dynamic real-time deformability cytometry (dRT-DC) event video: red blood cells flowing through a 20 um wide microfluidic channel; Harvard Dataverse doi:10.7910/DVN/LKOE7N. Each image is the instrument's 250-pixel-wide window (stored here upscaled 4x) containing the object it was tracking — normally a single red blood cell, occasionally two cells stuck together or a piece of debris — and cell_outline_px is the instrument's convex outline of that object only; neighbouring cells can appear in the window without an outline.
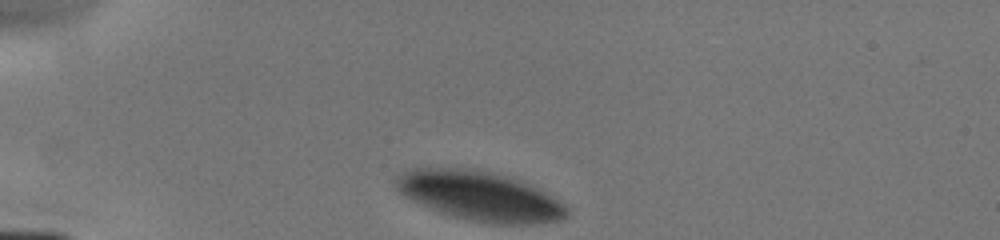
{"species": "human", "species_latin": "Homo sapiens", "temperature_condition": "cold", "stored_images_in_passage": 8, "camera_frame_rate_fps": 3000, "um_per_image_px": 0.085, "donor": {"sex": "male"}, "frame": {"image": 1, "passage_image": 1, "time_ms": 0.0, "image_size_px": [1000, 240], "cell_outline_px": [[568, 212], [564, 216], [556, 220], [532, 224], [488, 224], [452, 216], [440, 212], [412, 200], [404, 196], [396, 188], [396, 176], [400, 172], [412, 168], [468, 168], [496, 172], [520, 180], [552, 196], [564, 204], [568, 208]], "centroid_in_image_um": [40.75, 16.65], "position_along_channel_um": 44.3, "area_um2": 49.07}}
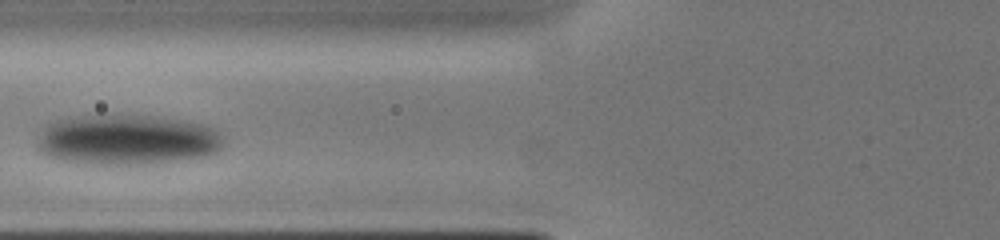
{"frame": {"image": 2, "passage_image": 4, "time_ms": 2.667, "image_size_px": [1000, 240], "cell_outline_px": [[224, 144], [216, 152], [204, 156], [152, 164], [84, 164], [64, 160], [48, 156], [40, 152], [36, 144], [40, 132], [44, 124], [68, 116], [116, 112], [188, 120], [208, 124], [216, 128], [224, 136]], "centroid_in_image_um": [10.79, 11.83], "position_along_channel_um": 115.0, "area_um2": 56.53}}
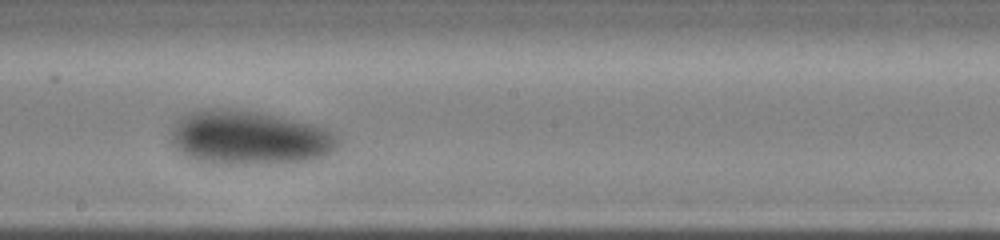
{"frame": {"image": 3, "passage_image": 7, "time_ms": 5.333, "image_size_px": [1000, 240], "cell_outline_px": [[340, 144], [336, 148], [324, 156], [308, 160], [268, 164], [220, 164], [196, 160], [188, 156], [172, 140], [172, 132], [176, 120], [200, 108], [224, 108], [256, 112], [316, 124], [328, 128], [340, 140]], "centroid_in_image_um": [21.25, 11.7], "position_along_channel_um": 227.0, "area_um2": 52.42}}